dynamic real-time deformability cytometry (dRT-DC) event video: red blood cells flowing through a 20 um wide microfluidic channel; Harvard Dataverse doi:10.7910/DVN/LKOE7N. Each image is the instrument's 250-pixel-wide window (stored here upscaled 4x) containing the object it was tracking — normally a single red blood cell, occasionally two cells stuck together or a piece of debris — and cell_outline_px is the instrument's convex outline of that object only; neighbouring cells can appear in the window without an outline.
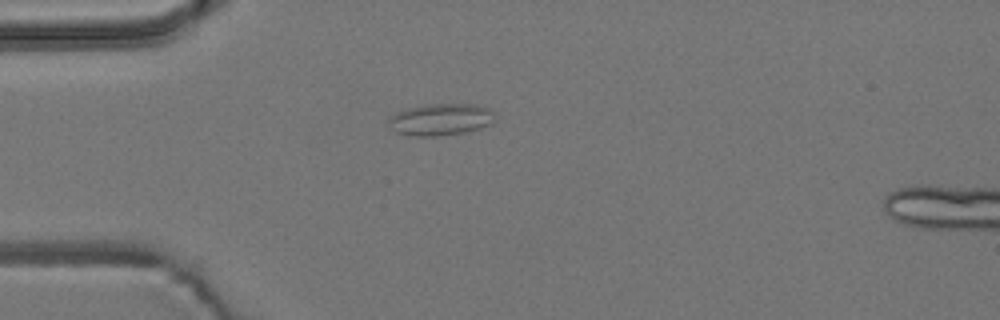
{"species": "common noctule bat (a hibernating species)", "species_latin": "Nyctalus noctula", "temperature_condition": "room temperature", "stored_images_in_passage": 1, "camera_frame_rate_fps": 3000, "um_per_image_px": 0.085, "animal": {"sex": "male", "body_mass_g": 19.2, "forearm_length_mm": 51.8}, "frame": {"image": 1, "passage_image": 1, "time_ms": 0.0, "image_size_px": [1000, 320], "cell_outline_px": [[496, 116], [492, 124], [468, 132], [440, 136], [412, 136], [396, 132], [388, 124], [388, 116], [396, 112], [408, 108], [428, 104], [476, 104], [488, 108], [496, 112]], "centroid_in_image_um": [37.48, 10.16], "position_along_channel_um": 47.5, "area_um2": 20.11}}